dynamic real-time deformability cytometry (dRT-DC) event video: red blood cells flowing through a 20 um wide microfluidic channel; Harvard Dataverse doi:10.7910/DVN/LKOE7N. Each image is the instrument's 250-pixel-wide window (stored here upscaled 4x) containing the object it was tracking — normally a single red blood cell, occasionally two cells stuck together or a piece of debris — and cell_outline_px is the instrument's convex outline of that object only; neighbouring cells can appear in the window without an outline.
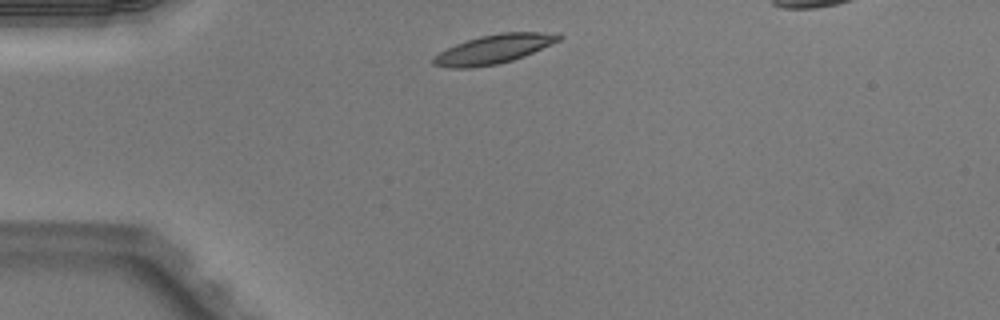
{"species": "Egyptian fruit bat (a non-hibernating species)", "species_latin": "Rousettus aegyptiacus", "temperature_condition": "warm", "stored_images_in_passage": 37, "camera_frame_rate_fps": 3000, "um_per_image_px": 0.085, "animal": {"sex": "male"}, "frame": {"image": 1, "passage_image": 1, "time_ms": 0.0, "image_size_px": [1000, 320], "cell_outline_px": [[564, 36], [560, 40], [524, 56], [512, 60], [496, 64], [472, 68], [452, 68], [432, 64], [432, 56], [456, 44], [480, 36], [500, 32], [560, 32]], "centroid_in_image_um": [42.0, 4.16], "position_along_channel_um": 43.0, "area_um2": 21.21}}
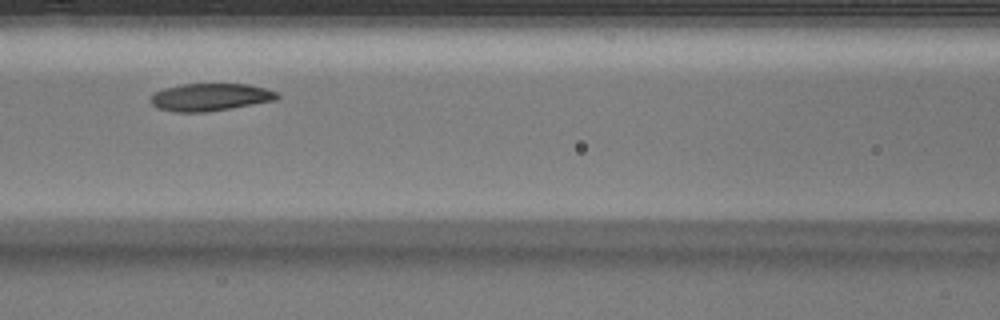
{"frame": {"image": 2, "passage_image": 11, "time_ms": 3.333, "image_size_px": [1000, 320], "cell_outline_px": [[280, 96], [276, 100], [232, 108], [208, 112], [176, 112], [156, 108], [152, 104], [152, 96], [156, 92], [164, 88], [184, 84], [248, 84], [264, 88], [276, 92]], "centroid_in_image_um": [17.88, 8.26], "position_along_channel_um": 148.7, "area_um2": 20.17}}
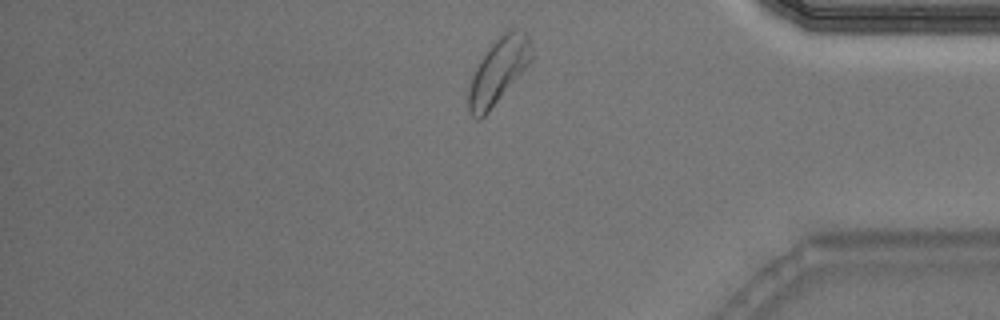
{"frame": {"image": 3, "passage_image": 31, "time_ms": 10.0, "image_size_px": [1000, 320], "cell_outline_px": [[532, 60], [488, 112], [480, 120], [476, 120], [468, 112], [468, 88], [476, 64], [488, 44], [508, 28], [520, 28], [528, 36], [532, 52]], "centroid_in_image_um": [42.32, 5.97], "position_along_channel_um": 392.9, "area_um2": 24.39}}